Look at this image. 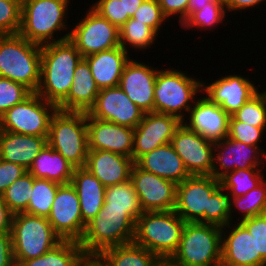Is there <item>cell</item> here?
<instances>
[{
    "mask_svg": "<svg viewBox=\"0 0 266 266\" xmlns=\"http://www.w3.org/2000/svg\"><path fill=\"white\" fill-rule=\"evenodd\" d=\"M47 144L73 167H85L89 152L87 112L57 109L50 120Z\"/></svg>",
    "mask_w": 266,
    "mask_h": 266,
    "instance_id": "8",
    "label": "cell"
},
{
    "mask_svg": "<svg viewBox=\"0 0 266 266\" xmlns=\"http://www.w3.org/2000/svg\"><path fill=\"white\" fill-rule=\"evenodd\" d=\"M89 150H109L132 158L134 129L92 118L87 114Z\"/></svg>",
    "mask_w": 266,
    "mask_h": 266,
    "instance_id": "23",
    "label": "cell"
},
{
    "mask_svg": "<svg viewBox=\"0 0 266 266\" xmlns=\"http://www.w3.org/2000/svg\"><path fill=\"white\" fill-rule=\"evenodd\" d=\"M158 69L130 59L123 70L119 86L144 113L154 112V90Z\"/></svg>",
    "mask_w": 266,
    "mask_h": 266,
    "instance_id": "22",
    "label": "cell"
},
{
    "mask_svg": "<svg viewBox=\"0 0 266 266\" xmlns=\"http://www.w3.org/2000/svg\"><path fill=\"white\" fill-rule=\"evenodd\" d=\"M70 0H23L19 34L29 42L45 45L69 39L67 31ZM64 36L57 34L61 31ZM56 33V34H55ZM56 35V37H55Z\"/></svg>",
    "mask_w": 266,
    "mask_h": 266,
    "instance_id": "3",
    "label": "cell"
},
{
    "mask_svg": "<svg viewBox=\"0 0 266 266\" xmlns=\"http://www.w3.org/2000/svg\"><path fill=\"white\" fill-rule=\"evenodd\" d=\"M67 97L57 106L58 110L88 112L99 93L88 62L82 58L77 64Z\"/></svg>",
    "mask_w": 266,
    "mask_h": 266,
    "instance_id": "27",
    "label": "cell"
},
{
    "mask_svg": "<svg viewBox=\"0 0 266 266\" xmlns=\"http://www.w3.org/2000/svg\"><path fill=\"white\" fill-rule=\"evenodd\" d=\"M130 180L138 194L144 212L170 211L175 209L177 184L153 173L132 166Z\"/></svg>",
    "mask_w": 266,
    "mask_h": 266,
    "instance_id": "15",
    "label": "cell"
},
{
    "mask_svg": "<svg viewBox=\"0 0 266 266\" xmlns=\"http://www.w3.org/2000/svg\"><path fill=\"white\" fill-rule=\"evenodd\" d=\"M69 40L82 57L120 46L119 29L91 7L85 16L70 28Z\"/></svg>",
    "mask_w": 266,
    "mask_h": 266,
    "instance_id": "12",
    "label": "cell"
},
{
    "mask_svg": "<svg viewBox=\"0 0 266 266\" xmlns=\"http://www.w3.org/2000/svg\"><path fill=\"white\" fill-rule=\"evenodd\" d=\"M47 220L61 239L79 242L82 238L86 224L82 219L78 193L71 183L58 187Z\"/></svg>",
    "mask_w": 266,
    "mask_h": 266,
    "instance_id": "14",
    "label": "cell"
},
{
    "mask_svg": "<svg viewBox=\"0 0 266 266\" xmlns=\"http://www.w3.org/2000/svg\"><path fill=\"white\" fill-rule=\"evenodd\" d=\"M121 46L84 57L99 89L119 86L126 63L131 59Z\"/></svg>",
    "mask_w": 266,
    "mask_h": 266,
    "instance_id": "25",
    "label": "cell"
},
{
    "mask_svg": "<svg viewBox=\"0 0 266 266\" xmlns=\"http://www.w3.org/2000/svg\"><path fill=\"white\" fill-rule=\"evenodd\" d=\"M171 145L190 176L211 175L215 143L188 129L183 123L176 129Z\"/></svg>",
    "mask_w": 266,
    "mask_h": 266,
    "instance_id": "13",
    "label": "cell"
},
{
    "mask_svg": "<svg viewBox=\"0 0 266 266\" xmlns=\"http://www.w3.org/2000/svg\"><path fill=\"white\" fill-rule=\"evenodd\" d=\"M74 168L59 152L47 144L33 160L27 172L34 178L69 184L72 181Z\"/></svg>",
    "mask_w": 266,
    "mask_h": 266,
    "instance_id": "30",
    "label": "cell"
},
{
    "mask_svg": "<svg viewBox=\"0 0 266 266\" xmlns=\"http://www.w3.org/2000/svg\"><path fill=\"white\" fill-rule=\"evenodd\" d=\"M136 220L125 210L101 209L86 224L79 241L85 254H99L102 250L133 242Z\"/></svg>",
    "mask_w": 266,
    "mask_h": 266,
    "instance_id": "9",
    "label": "cell"
},
{
    "mask_svg": "<svg viewBox=\"0 0 266 266\" xmlns=\"http://www.w3.org/2000/svg\"><path fill=\"white\" fill-rule=\"evenodd\" d=\"M240 223L255 237L257 253L266 261V214L244 219Z\"/></svg>",
    "mask_w": 266,
    "mask_h": 266,
    "instance_id": "46",
    "label": "cell"
},
{
    "mask_svg": "<svg viewBox=\"0 0 266 266\" xmlns=\"http://www.w3.org/2000/svg\"><path fill=\"white\" fill-rule=\"evenodd\" d=\"M102 208L106 210H125L135 220L144 213L138 194L130 179L126 182L106 187L105 201Z\"/></svg>",
    "mask_w": 266,
    "mask_h": 266,
    "instance_id": "33",
    "label": "cell"
},
{
    "mask_svg": "<svg viewBox=\"0 0 266 266\" xmlns=\"http://www.w3.org/2000/svg\"><path fill=\"white\" fill-rule=\"evenodd\" d=\"M82 58L69 39L42 45L41 80L36 93L58 106L67 97L75 68Z\"/></svg>",
    "mask_w": 266,
    "mask_h": 266,
    "instance_id": "2",
    "label": "cell"
},
{
    "mask_svg": "<svg viewBox=\"0 0 266 266\" xmlns=\"http://www.w3.org/2000/svg\"><path fill=\"white\" fill-rule=\"evenodd\" d=\"M27 173L23 166L1 160L0 162V195L17 179Z\"/></svg>",
    "mask_w": 266,
    "mask_h": 266,
    "instance_id": "47",
    "label": "cell"
},
{
    "mask_svg": "<svg viewBox=\"0 0 266 266\" xmlns=\"http://www.w3.org/2000/svg\"><path fill=\"white\" fill-rule=\"evenodd\" d=\"M265 131L266 128L251 126L244 122L237 121L232 115L230 116L228 137L231 139L243 142L246 145L257 146L262 150L263 148L259 146V143Z\"/></svg>",
    "mask_w": 266,
    "mask_h": 266,
    "instance_id": "43",
    "label": "cell"
},
{
    "mask_svg": "<svg viewBox=\"0 0 266 266\" xmlns=\"http://www.w3.org/2000/svg\"><path fill=\"white\" fill-rule=\"evenodd\" d=\"M13 214L8 209V206L4 203L0 195V233L11 232Z\"/></svg>",
    "mask_w": 266,
    "mask_h": 266,
    "instance_id": "51",
    "label": "cell"
},
{
    "mask_svg": "<svg viewBox=\"0 0 266 266\" xmlns=\"http://www.w3.org/2000/svg\"><path fill=\"white\" fill-rule=\"evenodd\" d=\"M76 266H108L99 254H84Z\"/></svg>",
    "mask_w": 266,
    "mask_h": 266,
    "instance_id": "53",
    "label": "cell"
},
{
    "mask_svg": "<svg viewBox=\"0 0 266 266\" xmlns=\"http://www.w3.org/2000/svg\"><path fill=\"white\" fill-rule=\"evenodd\" d=\"M0 77L36 93L41 80V45L18 34L0 35Z\"/></svg>",
    "mask_w": 266,
    "mask_h": 266,
    "instance_id": "4",
    "label": "cell"
},
{
    "mask_svg": "<svg viewBox=\"0 0 266 266\" xmlns=\"http://www.w3.org/2000/svg\"><path fill=\"white\" fill-rule=\"evenodd\" d=\"M266 0H223L226 11H237L242 12V10H248L250 11V8H256L255 6H258L262 2H265Z\"/></svg>",
    "mask_w": 266,
    "mask_h": 266,
    "instance_id": "50",
    "label": "cell"
},
{
    "mask_svg": "<svg viewBox=\"0 0 266 266\" xmlns=\"http://www.w3.org/2000/svg\"><path fill=\"white\" fill-rule=\"evenodd\" d=\"M202 85V80L190 77L183 70L159 68L154 90V112L172 115L184 121L202 93Z\"/></svg>",
    "mask_w": 266,
    "mask_h": 266,
    "instance_id": "6",
    "label": "cell"
},
{
    "mask_svg": "<svg viewBox=\"0 0 266 266\" xmlns=\"http://www.w3.org/2000/svg\"><path fill=\"white\" fill-rule=\"evenodd\" d=\"M237 209L241 217L235 218L233 210ZM233 213V214H232ZM266 214V179L256 188H253L247 194L232 198L230 218L231 222H241L244 219ZM234 216V217H233Z\"/></svg>",
    "mask_w": 266,
    "mask_h": 266,
    "instance_id": "36",
    "label": "cell"
},
{
    "mask_svg": "<svg viewBox=\"0 0 266 266\" xmlns=\"http://www.w3.org/2000/svg\"><path fill=\"white\" fill-rule=\"evenodd\" d=\"M220 266H266L255 237L240 222L222 227Z\"/></svg>",
    "mask_w": 266,
    "mask_h": 266,
    "instance_id": "18",
    "label": "cell"
},
{
    "mask_svg": "<svg viewBox=\"0 0 266 266\" xmlns=\"http://www.w3.org/2000/svg\"><path fill=\"white\" fill-rule=\"evenodd\" d=\"M231 206L232 197L211 175L189 176L177 184L174 211L185 222L226 226L231 222Z\"/></svg>",
    "mask_w": 266,
    "mask_h": 266,
    "instance_id": "1",
    "label": "cell"
},
{
    "mask_svg": "<svg viewBox=\"0 0 266 266\" xmlns=\"http://www.w3.org/2000/svg\"><path fill=\"white\" fill-rule=\"evenodd\" d=\"M210 3H224L223 0H189L186 8V20L195 12L204 7H210Z\"/></svg>",
    "mask_w": 266,
    "mask_h": 266,
    "instance_id": "52",
    "label": "cell"
},
{
    "mask_svg": "<svg viewBox=\"0 0 266 266\" xmlns=\"http://www.w3.org/2000/svg\"><path fill=\"white\" fill-rule=\"evenodd\" d=\"M71 184L76 188L82 219L87 224L102 209L106 187L84 167L74 168Z\"/></svg>",
    "mask_w": 266,
    "mask_h": 266,
    "instance_id": "29",
    "label": "cell"
},
{
    "mask_svg": "<svg viewBox=\"0 0 266 266\" xmlns=\"http://www.w3.org/2000/svg\"><path fill=\"white\" fill-rule=\"evenodd\" d=\"M226 7L224 3H210V7H204L199 11H195L180 27L182 29H194L198 28L201 30H210L217 24L225 21L226 18Z\"/></svg>",
    "mask_w": 266,
    "mask_h": 266,
    "instance_id": "39",
    "label": "cell"
},
{
    "mask_svg": "<svg viewBox=\"0 0 266 266\" xmlns=\"http://www.w3.org/2000/svg\"><path fill=\"white\" fill-rule=\"evenodd\" d=\"M222 227L186 222L176 252L168 260L174 266H220Z\"/></svg>",
    "mask_w": 266,
    "mask_h": 266,
    "instance_id": "7",
    "label": "cell"
},
{
    "mask_svg": "<svg viewBox=\"0 0 266 266\" xmlns=\"http://www.w3.org/2000/svg\"><path fill=\"white\" fill-rule=\"evenodd\" d=\"M185 223L174 210L144 212L136 220L133 243L168 261L178 248Z\"/></svg>",
    "mask_w": 266,
    "mask_h": 266,
    "instance_id": "5",
    "label": "cell"
},
{
    "mask_svg": "<svg viewBox=\"0 0 266 266\" xmlns=\"http://www.w3.org/2000/svg\"><path fill=\"white\" fill-rule=\"evenodd\" d=\"M13 248L10 232L0 233V266H13Z\"/></svg>",
    "mask_w": 266,
    "mask_h": 266,
    "instance_id": "49",
    "label": "cell"
},
{
    "mask_svg": "<svg viewBox=\"0 0 266 266\" xmlns=\"http://www.w3.org/2000/svg\"><path fill=\"white\" fill-rule=\"evenodd\" d=\"M157 266H174L173 264H171L169 261H163L161 260Z\"/></svg>",
    "mask_w": 266,
    "mask_h": 266,
    "instance_id": "55",
    "label": "cell"
},
{
    "mask_svg": "<svg viewBox=\"0 0 266 266\" xmlns=\"http://www.w3.org/2000/svg\"><path fill=\"white\" fill-rule=\"evenodd\" d=\"M87 114L103 121L136 128L144 112L134 104L120 86L99 90L94 105Z\"/></svg>",
    "mask_w": 266,
    "mask_h": 266,
    "instance_id": "17",
    "label": "cell"
},
{
    "mask_svg": "<svg viewBox=\"0 0 266 266\" xmlns=\"http://www.w3.org/2000/svg\"><path fill=\"white\" fill-rule=\"evenodd\" d=\"M11 241L16 264L37 258L62 239L47 217L17 213L12 216Z\"/></svg>",
    "mask_w": 266,
    "mask_h": 266,
    "instance_id": "10",
    "label": "cell"
},
{
    "mask_svg": "<svg viewBox=\"0 0 266 266\" xmlns=\"http://www.w3.org/2000/svg\"><path fill=\"white\" fill-rule=\"evenodd\" d=\"M157 36L158 34L151 27L133 18H130L119 29L120 46L127 52L130 51L128 50L130 48L132 50L138 49L139 51L151 48L152 44L154 45L157 40Z\"/></svg>",
    "mask_w": 266,
    "mask_h": 266,
    "instance_id": "35",
    "label": "cell"
},
{
    "mask_svg": "<svg viewBox=\"0 0 266 266\" xmlns=\"http://www.w3.org/2000/svg\"><path fill=\"white\" fill-rule=\"evenodd\" d=\"M232 116L251 126L266 128V90L259 91Z\"/></svg>",
    "mask_w": 266,
    "mask_h": 266,
    "instance_id": "40",
    "label": "cell"
},
{
    "mask_svg": "<svg viewBox=\"0 0 266 266\" xmlns=\"http://www.w3.org/2000/svg\"><path fill=\"white\" fill-rule=\"evenodd\" d=\"M264 168L236 169L220 179L221 187L232 198L243 196L264 181Z\"/></svg>",
    "mask_w": 266,
    "mask_h": 266,
    "instance_id": "34",
    "label": "cell"
},
{
    "mask_svg": "<svg viewBox=\"0 0 266 266\" xmlns=\"http://www.w3.org/2000/svg\"><path fill=\"white\" fill-rule=\"evenodd\" d=\"M163 14L169 19L173 15L178 17L181 26L186 21V8L189 0H158Z\"/></svg>",
    "mask_w": 266,
    "mask_h": 266,
    "instance_id": "48",
    "label": "cell"
},
{
    "mask_svg": "<svg viewBox=\"0 0 266 266\" xmlns=\"http://www.w3.org/2000/svg\"><path fill=\"white\" fill-rule=\"evenodd\" d=\"M181 123L182 121L172 115L144 113L142 121L134 128L133 162L156 147L171 143Z\"/></svg>",
    "mask_w": 266,
    "mask_h": 266,
    "instance_id": "19",
    "label": "cell"
},
{
    "mask_svg": "<svg viewBox=\"0 0 266 266\" xmlns=\"http://www.w3.org/2000/svg\"><path fill=\"white\" fill-rule=\"evenodd\" d=\"M35 178L27 172L10 185L1 195L2 200L14 215L24 213L30 202L33 193V183Z\"/></svg>",
    "mask_w": 266,
    "mask_h": 266,
    "instance_id": "38",
    "label": "cell"
},
{
    "mask_svg": "<svg viewBox=\"0 0 266 266\" xmlns=\"http://www.w3.org/2000/svg\"><path fill=\"white\" fill-rule=\"evenodd\" d=\"M46 145L47 137L16 134L0 130L2 160L19 164L27 170Z\"/></svg>",
    "mask_w": 266,
    "mask_h": 266,
    "instance_id": "28",
    "label": "cell"
},
{
    "mask_svg": "<svg viewBox=\"0 0 266 266\" xmlns=\"http://www.w3.org/2000/svg\"><path fill=\"white\" fill-rule=\"evenodd\" d=\"M188 114L189 121L186 119L182 123L205 139L215 143L228 136L230 115L202 93Z\"/></svg>",
    "mask_w": 266,
    "mask_h": 266,
    "instance_id": "21",
    "label": "cell"
},
{
    "mask_svg": "<svg viewBox=\"0 0 266 266\" xmlns=\"http://www.w3.org/2000/svg\"><path fill=\"white\" fill-rule=\"evenodd\" d=\"M90 7L118 29L130 19L124 16L123 0H96Z\"/></svg>",
    "mask_w": 266,
    "mask_h": 266,
    "instance_id": "45",
    "label": "cell"
},
{
    "mask_svg": "<svg viewBox=\"0 0 266 266\" xmlns=\"http://www.w3.org/2000/svg\"><path fill=\"white\" fill-rule=\"evenodd\" d=\"M264 150L227 136L215 142L212 176L220 180L236 169L264 168L266 164V151Z\"/></svg>",
    "mask_w": 266,
    "mask_h": 266,
    "instance_id": "16",
    "label": "cell"
},
{
    "mask_svg": "<svg viewBox=\"0 0 266 266\" xmlns=\"http://www.w3.org/2000/svg\"><path fill=\"white\" fill-rule=\"evenodd\" d=\"M138 22L145 23L159 34L163 24L168 20L163 14L158 0H144L131 17ZM165 22V23H164Z\"/></svg>",
    "mask_w": 266,
    "mask_h": 266,
    "instance_id": "44",
    "label": "cell"
},
{
    "mask_svg": "<svg viewBox=\"0 0 266 266\" xmlns=\"http://www.w3.org/2000/svg\"><path fill=\"white\" fill-rule=\"evenodd\" d=\"M31 94L32 92L22 84L0 77V116Z\"/></svg>",
    "mask_w": 266,
    "mask_h": 266,
    "instance_id": "41",
    "label": "cell"
},
{
    "mask_svg": "<svg viewBox=\"0 0 266 266\" xmlns=\"http://www.w3.org/2000/svg\"><path fill=\"white\" fill-rule=\"evenodd\" d=\"M21 12L20 0H0V35L19 33Z\"/></svg>",
    "mask_w": 266,
    "mask_h": 266,
    "instance_id": "42",
    "label": "cell"
},
{
    "mask_svg": "<svg viewBox=\"0 0 266 266\" xmlns=\"http://www.w3.org/2000/svg\"><path fill=\"white\" fill-rule=\"evenodd\" d=\"M143 1L144 0H123L124 16H129L131 18Z\"/></svg>",
    "mask_w": 266,
    "mask_h": 266,
    "instance_id": "54",
    "label": "cell"
},
{
    "mask_svg": "<svg viewBox=\"0 0 266 266\" xmlns=\"http://www.w3.org/2000/svg\"><path fill=\"white\" fill-rule=\"evenodd\" d=\"M133 164L132 158L125 155L109 150H89L84 168L107 187L128 181Z\"/></svg>",
    "mask_w": 266,
    "mask_h": 266,
    "instance_id": "24",
    "label": "cell"
},
{
    "mask_svg": "<svg viewBox=\"0 0 266 266\" xmlns=\"http://www.w3.org/2000/svg\"><path fill=\"white\" fill-rule=\"evenodd\" d=\"M248 78L242 75L223 76L206 85L203 80L202 93L213 103L221 106L230 116L240 109L259 90Z\"/></svg>",
    "mask_w": 266,
    "mask_h": 266,
    "instance_id": "20",
    "label": "cell"
},
{
    "mask_svg": "<svg viewBox=\"0 0 266 266\" xmlns=\"http://www.w3.org/2000/svg\"><path fill=\"white\" fill-rule=\"evenodd\" d=\"M99 255L108 266H157L161 261L152 252L133 242L108 247L102 250Z\"/></svg>",
    "mask_w": 266,
    "mask_h": 266,
    "instance_id": "31",
    "label": "cell"
},
{
    "mask_svg": "<svg viewBox=\"0 0 266 266\" xmlns=\"http://www.w3.org/2000/svg\"><path fill=\"white\" fill-rule=\"evenodd\" d=\"M84 251L79 242L62 239L45 254L21 261V266H76L83 257Z\"/></svg>",
    "mask_w": 266,
    "mask_h": 266,
    "instance_id": "32",
    "label": "cell"
},
{
    "mask_svg": "<svg viewBox=\"0 0 266 266\" xmlns=\"http://www.w3.org/2000/svg\"><path fill=\"white\" fill-rule=\"evenodd\" d=\"M57 106L32 93L0 116V130L16 134L47 137Z\"/></svg>",
    "mask_w": 266,
    "mask_h": 266,
    "instance_id": "11",
    "label": "cell"
},
{
    "mask_svg": "<svg viewBox=\"0 0 266 266\" xmlns=\"http://www.w3.org/2000/svg\"><path fill=\"white\" fill-rule=\"evenodd\" d=\"M60 185L51 180L35 178L32 186L33 193L24 213L48 217Z\"/></svg>",
    "mask_w": 266,
    "mask_h": 266,
    "instance_id": "37",
    "label": "cell"
},
{
    "mask_svg": "<svg viewBox=\"0 0 266 266\" xmlns=\"http://www.w3.org/2000/svg\"><path fill=\"white\" fill-rule=\"evenodd\" d=\"M135 164L147 172L173 181L176 184L183 182L190 176L171 143L156 147L141 156Z\"/></svg>",
    "mask_w": 266,
    "mask_h": 266,
    "instance_id": "26",
    "label": "cell"
}]
</instances>
